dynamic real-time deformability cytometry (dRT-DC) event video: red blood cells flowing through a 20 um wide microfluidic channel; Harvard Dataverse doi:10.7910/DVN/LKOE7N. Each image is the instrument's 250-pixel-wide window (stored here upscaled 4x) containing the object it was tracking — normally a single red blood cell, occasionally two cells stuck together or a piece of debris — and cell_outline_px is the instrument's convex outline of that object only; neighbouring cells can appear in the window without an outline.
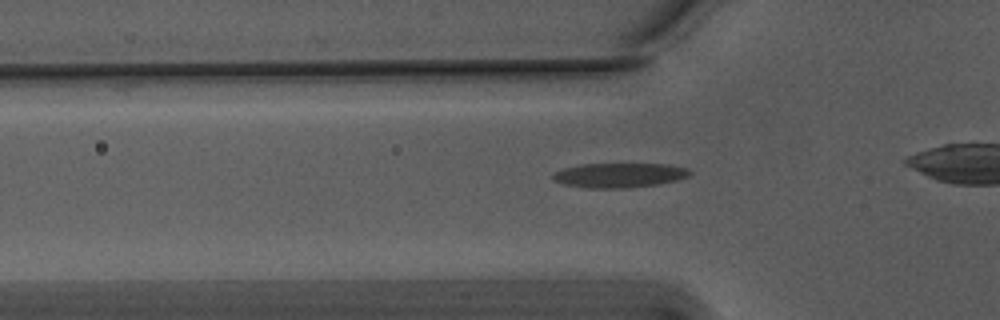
{"species": "Egyptian fruit bat (a non-hibernating species)", "species_latin": "Rousettus aegyptiacus", "temperature_condition": "warm", "stored_images_in_passage": 32, "camera_frame_rate_fps": 3000, "um_per_image_px": 0.085, "animal": {"sex": "male"}, "frame": {"image": 1, "passage_image": 6, "time_ms": 1.667, "image_size_px": [1000, 320], "cell_outline_px": [[692, 172], [688, 176], [676, 180], [656, 184], [624, 188], [588, 188], [564, 184], [552, 180], [552, 172], [564, 168], [580, 164], [668, 164], [684, 168]], "centroid_in_image_um": [52.57, 14.89], "position_along_channel_um": 73.2, "area_um2": 19.48}}
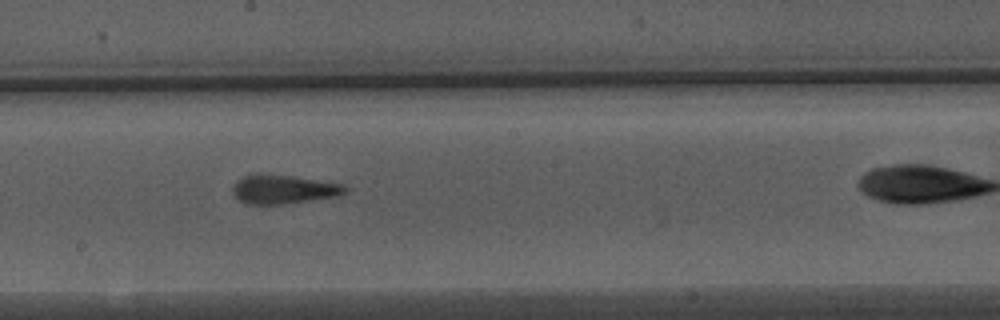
{"frame": {"image": 2, "passage_image": 18, "time_ms": 5.667, "image_size_px": [1000, 320], "cell_outline_px": [[348, 188], [344, 192], [336, 196], [284, 204], [244, 204], [236, 200], [232, 192], [232, 188], [236, 180], [244, 176], [256, 172], [260, 172], [292, 176], [344, 184]], "centroid_in_image_um": [24.0, 16.07], "position_along_channel_um": 224.2, "area_um2": 19.25}}
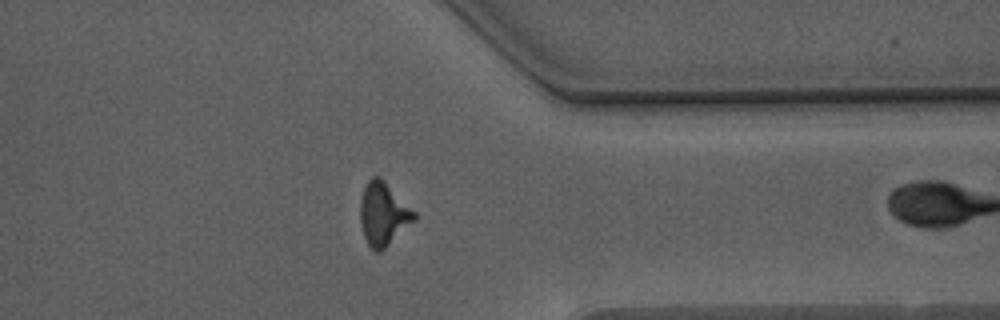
{"frame": {"image": 3, "passage_image": 31, "time_ms": 10.0, "image_size_px": [1000, 320], "cell_outline_px": [[416, 220], [380, 252], [376, 252], [368, 244], [364, 236], [360, 224], [360, 200], [364, 188], [368, 180], [372, 176], [380, 176], [416, 212]], "centroid_in_image_um": [32.58, 18.18], "position_along_channel_um": 378.8, "area_um2": 19.88}}